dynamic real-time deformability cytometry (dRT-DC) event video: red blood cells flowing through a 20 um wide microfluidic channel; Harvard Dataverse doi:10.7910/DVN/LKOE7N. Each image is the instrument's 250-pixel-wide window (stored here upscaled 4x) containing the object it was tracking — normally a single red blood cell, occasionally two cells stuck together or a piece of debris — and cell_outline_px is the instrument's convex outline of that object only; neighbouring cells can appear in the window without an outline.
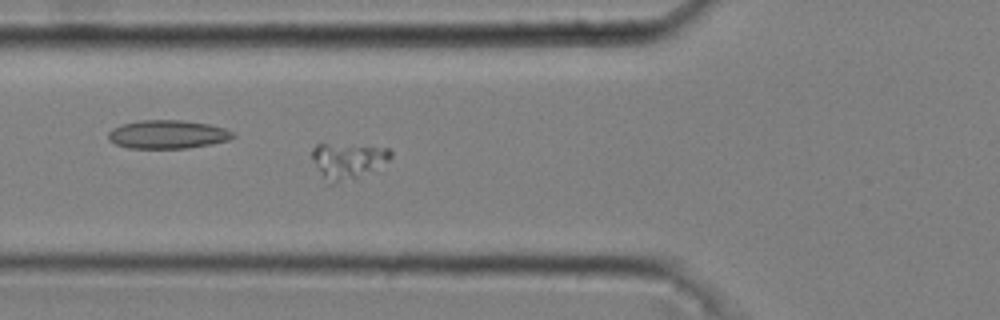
{"species": "common noctule bat (a hibernating species)", "species_latin": "Nyctalus noctula", "temperature_condition": "cold", "stored_images_in_passage": 51, "camera_frame_rate_fps": 3000, "um_per_image_px": 0.085, "animal": {"sex": "male", "body_mass_g": 20.4}, "frame": {"image": 1, "passage_image": 18, "time_ms": 5.667, "image_size_px": [1000, 320], "cell_outline_px": [[392, 156], [388, 160], [356, 176], [332, 184], [328, 184], [320, 172], [312, 156], [312, 148], [316, 144], [328, 144], [388, 148], [392, 152]], "centroid_in_image_um": [29.5, 13.63], "position_along_channel_um": 96.3, "area_um2": 15.37}}
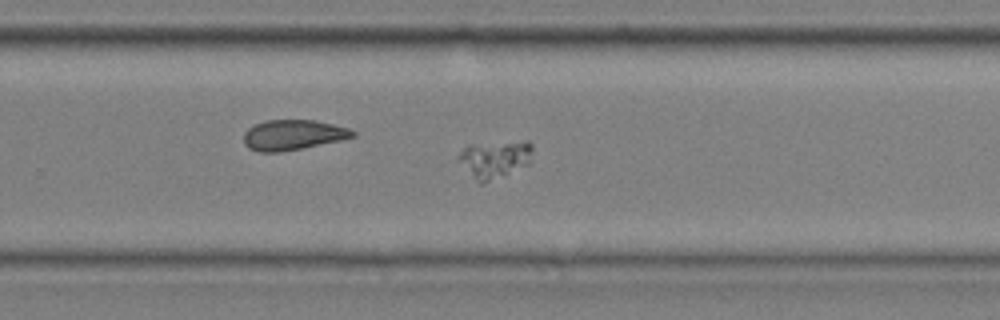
{"frame": {"image": 2, "passage_image": 34, "time_ms": 11.0, "image_size_px": [1000, 320], "cell_outline_px": [[532, 148], [528, 164], [484, 184], [480, 184], [476, 180], [456, 156], [468, 144], [524, 140], [528, 140], [532, 144]], "centroid_in_image_um": [42.06, 13.49], "position_along_channel_um": 287.7, "area_um2": 16.07}}
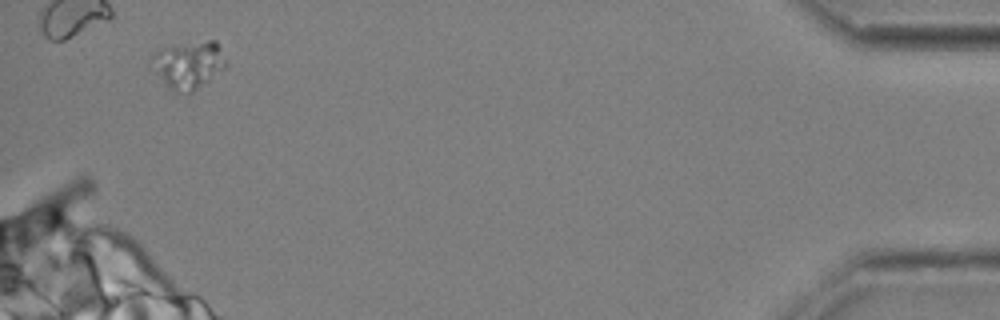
{"frame": {"image": 3, "passage_image": 50, "time_ms": 16.333, "image_size_px": [1000, 320], "cell_outline_px": [[228, 64], [224, 68], [192, 92], [176, 92], [168, 88], [148, 60], [156, 52], [164, 48], [208, 40], [216, 40]], "centroid_in_image_um": [16.03, 5.5], "position_along_channel_um": 419.2, "area_um2": 20.0}}